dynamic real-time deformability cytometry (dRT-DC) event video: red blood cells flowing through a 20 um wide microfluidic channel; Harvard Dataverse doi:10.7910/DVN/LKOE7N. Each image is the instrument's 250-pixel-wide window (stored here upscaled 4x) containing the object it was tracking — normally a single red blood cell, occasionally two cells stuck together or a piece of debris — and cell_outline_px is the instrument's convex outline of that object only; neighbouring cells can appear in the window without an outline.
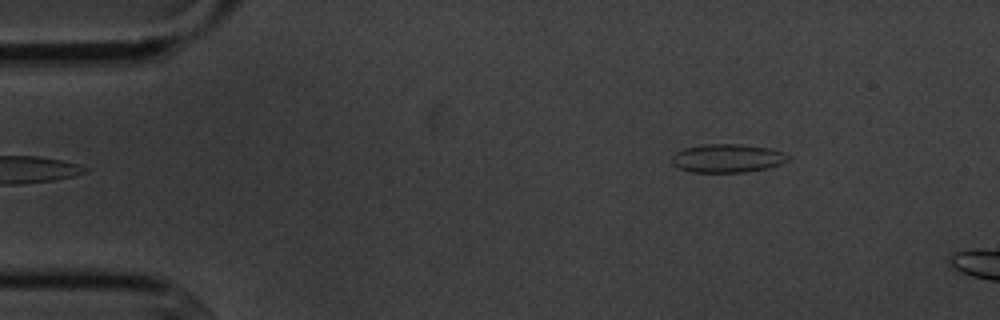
{"species": "common noctule bat (a hibernating species)", "species_latin": "Nyctalus noctula", "temperature_condition": "cold", "stored_images_in_passage": 2, "camera_frame_rate_fps": 3000, "um_per_image_px": 0.085, "animal": {"sex": "male", "body_mass_g": 20.1, "forearm_length_mm": 53.5}, "frame": {"image": 1, "passage_image": 2, "time_ms": 1.0, "image_size_px": [1000, 320], "cell_outline_px": [[792, 156], [788, 160], [780, 164], [768, 168], [744, 172], [688, 172], [672, 164], [672, 156], [676, 152], [684, 148], [704, 144], [736, 144], [768, 148], [784, 152]], "centroid_in_image_um": [61.83, 13.45], "position_along_channel_um": 23.2, "area_um2": 19.31}}